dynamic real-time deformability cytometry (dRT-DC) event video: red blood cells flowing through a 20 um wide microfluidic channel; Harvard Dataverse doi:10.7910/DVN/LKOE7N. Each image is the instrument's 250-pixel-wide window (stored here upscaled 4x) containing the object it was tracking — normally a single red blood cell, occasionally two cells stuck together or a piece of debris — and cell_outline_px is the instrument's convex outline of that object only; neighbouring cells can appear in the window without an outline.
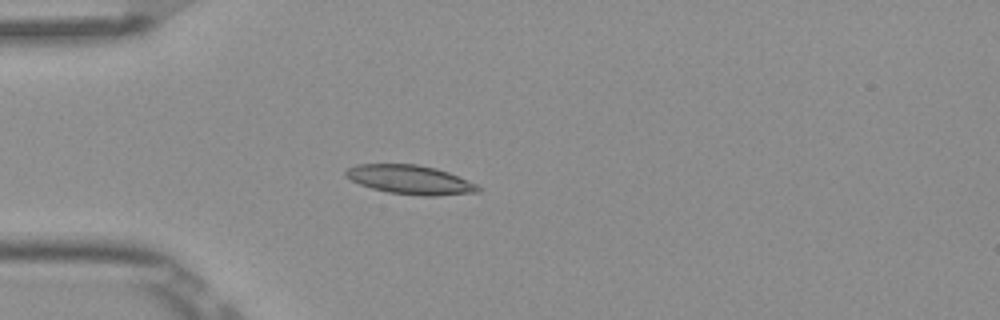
{"species": "Egyptian fruit bat (a non-hibernating species)", "species_latin": "Rousettus aegyptiacus", "temperature_condition": "room temperature", "stored_images_in_passage": 6, "camera_frame_rate_fps": 3000, "um_per_image_px": 0.085, "frame": {"image": 1, "passage_image": 4, "time_ms": 1.0, "image_size_px": [1000, 320], "cell_outline_px": [[480, 192], [436, 196], [424, 196], [388, 192], [372, 188], [360, 184], [344, 176], [344, 172], [348, 168], [356, 164], [416, 164], [436, 168], [448, 172], [468, 180], [476, 184], [480, 188]], "centroid_in_image_um": [34.86, 15.27], "position_along_channel_um": 50.1, "area_um2": 22.37}}
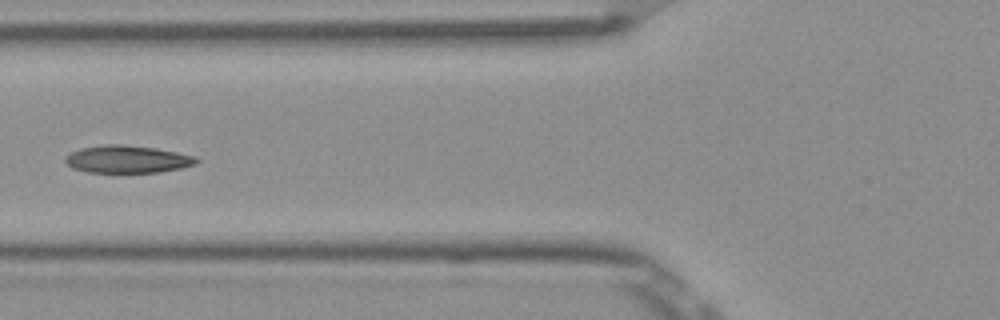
{"frame": {"image": 2, "passage_image": 6, "time_ms": 1.667, "image_size_px": [1000, 320], "cell_outline_px": [[200, 160], [196, 164], [180, 168], [160, 172], [88, 172], [72, 168], [64, 160], [72, 152], [80, 148], [104, 144], [124, 144], [156, 148], [196, 156]], "centroid_in_image_um": [10.85, 13.52], "position_along_channel_um": 114.9, "area_um2": 20.98}}